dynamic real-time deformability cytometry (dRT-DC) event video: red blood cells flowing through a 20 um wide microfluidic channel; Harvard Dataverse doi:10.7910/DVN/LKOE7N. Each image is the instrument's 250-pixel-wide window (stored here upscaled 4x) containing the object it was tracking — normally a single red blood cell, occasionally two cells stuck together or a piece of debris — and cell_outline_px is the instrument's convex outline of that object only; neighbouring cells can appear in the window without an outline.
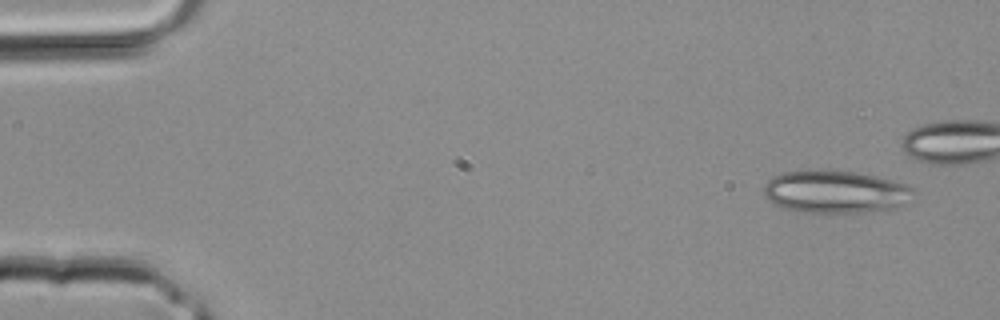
{"species": "common noctule bat (a hibernating species)", "species_latin": "Nyctalus noctula", "temperature_condition": "room temperature", "stored_images_in_passage": 5, "camera_frame_rate_fps": 3000, "um_per_image_px": 0.085, "animal": {"sex": "male", "body_mass_g": 20.4}, "frame": {"image": 1, "passage_image": 1, "time_ms": 0.0, "image_size_px": [1000, 320], "cell_outline_px": [[912, 200], [908, 204], [892, 208], [868, 212], [792, 212], [776, 204], [764, 196], [764, 184], [772, 176], [780, 172], [856, 172], [876, 176], [892, 180], [904, 184], [912, 188]], "centroid_in_image_um": [71.01, 16.33], "position_along_channel_um": 14.0, "area_um2": 36.7}}